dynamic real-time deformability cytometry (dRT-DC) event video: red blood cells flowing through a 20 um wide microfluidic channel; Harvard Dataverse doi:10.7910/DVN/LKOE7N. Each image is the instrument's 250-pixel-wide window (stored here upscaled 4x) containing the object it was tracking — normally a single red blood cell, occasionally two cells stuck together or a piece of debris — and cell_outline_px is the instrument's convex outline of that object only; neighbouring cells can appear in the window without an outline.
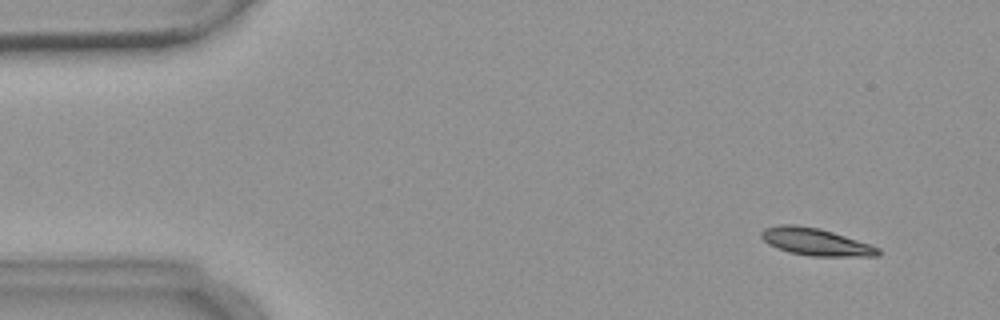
{"species": "common noctule bat (a hibernating species)", "species_latin": "Nyctalus noctula", "temperature_condition": "warm", "stored_images_in_passage": 5, "camera_frame_rate_fps": 3000, "um_per_image_px": 0.085, "animal": {"sex": "female", "body_mass_g": 18.4}, "frame": {"image": 1, "passage_image": 2, "time_ms": 1.0, "image_size_px": [1000, 320], "cell_outline_px": [[880, 256], [812, 256], [788, 252], [768, 244], [760, 236], [760, 232], [764, 228], [780, 224], [796, 224], [820, 228], [880, 248]], "centroid_in_image_um": [69.29, 20.55], "position_along_channel_um": 15.7, "area_um2": 18.5}}
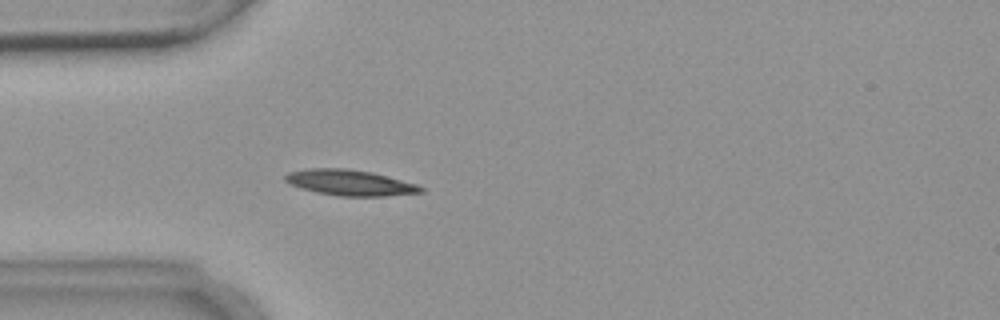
{"frame": {"image": 2, "passage_image": 5, "time_ms": 4.667, "image_size_px": [1000, 320], "cell_outline_px": [[424, 192], [384, 196], [340, 196], [316, 192], [300, 188], [284, 180], [284, 176], [288, 172], [308, 168], [348, 168], [372, 172], [416, 184], [424, 188]], "centroid_in_image_um": [29.73, 15.52], "position_along_channel_um": 55.3, "area_um2": 20.29}}